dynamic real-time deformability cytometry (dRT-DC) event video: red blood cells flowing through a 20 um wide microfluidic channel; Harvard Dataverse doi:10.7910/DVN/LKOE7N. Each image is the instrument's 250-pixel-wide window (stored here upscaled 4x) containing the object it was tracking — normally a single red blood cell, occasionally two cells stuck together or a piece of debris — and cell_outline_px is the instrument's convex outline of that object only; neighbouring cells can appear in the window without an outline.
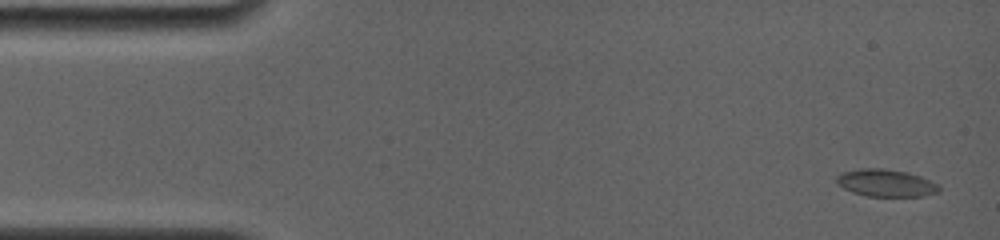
{"species": "common noctule bat (a hibernating species)", "species_latin": "Nyctalus noctula", "temperature_condition": "room temperature", "stored_images_in_passage": 66, "camera_frame_rate_fps": 4000, "um_per_image_px": 0.085, "animal": {"sex": "female", "body_mass_g": 19.0, "forearm_length_mm": 56.7}, "frame": {"image": 1, "passage_image": 3, "time_ms": 0.5, "image_size_px": [1000, 240], "cell_outline_px": [[940, 188], [936, 192], [920, 196], [868, 196], [844, 188], [836, 180], [836, 176], [844, 172], [860, 168], [884, 168], [908, 172], [920, 176], [936, 184]], "centroid_in_image_um": [75.29, 15.53], "position_along_channel_um": 9.7, "area_um2": 15.9}}
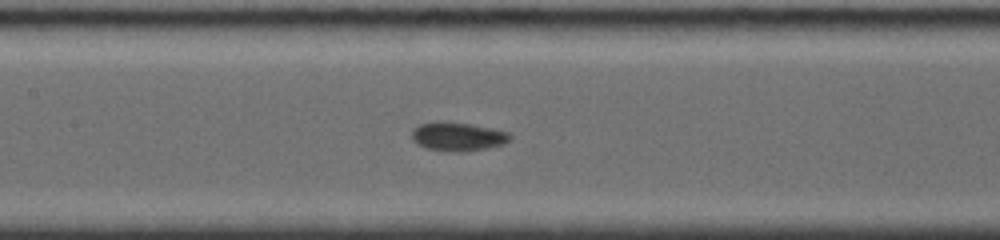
{"frame": {"image": 2, "passage_image": 31, "time_ms": 7.5, "image_size_px": [1000, 240], "cell_outline_px": [[512, 140], [504, 144], [484, 148], [456, 152], [428, 148], [416, 144], [412, 140], [412, 132], [420, 124], [444, 120], [472, 124], [508, 132], [512, 136]], "centroid_in_image_um": [38.92, 11.59], "position_along_channel_um": 168.5, "area_um2": 16.36}}
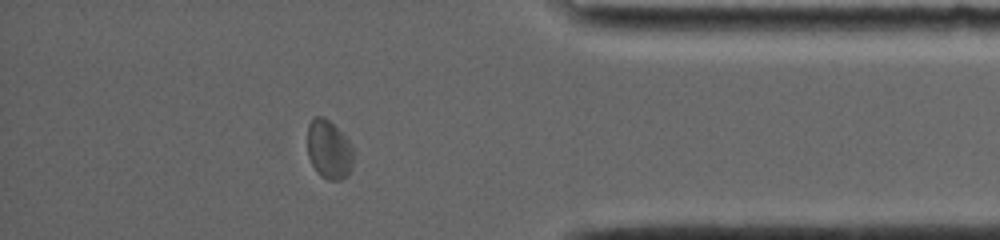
{"frame": {"image": 3, "passage_image": 57, "time_ms": 14.0, "image_size_px": [1000, 240], "cell_outline_px": [[352, 164], [348, 176], [340, 180], [328, 180], [320, 176], [316, 172], [308, 156], [308, 124], [316, 116], [324, 116], [348, 140], [352, 148]], "centroid_in_image_um": [27.94, 12.74], "position_along_channel_um": 407.3, "area_um2": 15.61}, "authors_computed_cell_mechanics": {"area_um2": 15.9239, "velocity_mm_per_s": 3.8745, "shape_relaxation_time_tau1_ms": 3.7353, "shape_relaxation_time_tau2_ms": null, "deformation_change_tau1": 0.1001, "deformation_change_tau2": null}}